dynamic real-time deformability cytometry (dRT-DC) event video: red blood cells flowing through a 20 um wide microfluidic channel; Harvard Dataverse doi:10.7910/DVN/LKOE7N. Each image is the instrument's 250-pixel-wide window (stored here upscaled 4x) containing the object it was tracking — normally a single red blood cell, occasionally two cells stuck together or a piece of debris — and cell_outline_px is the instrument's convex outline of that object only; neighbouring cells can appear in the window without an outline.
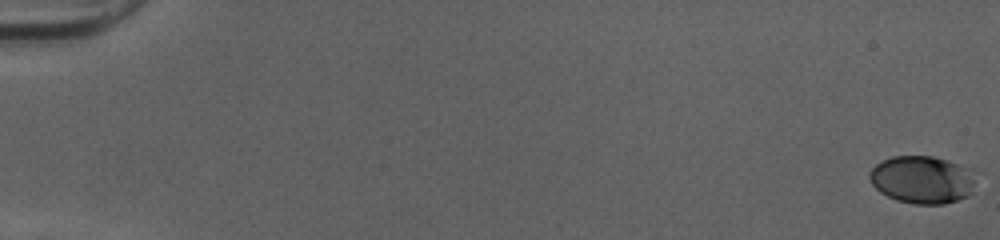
{"species": "human", "species_latin": "Homo sapiens", "temperature_condition": "cold", "stored_images_in_passage": 53, "camera_frame_rate_fps": 3000, "um_per_image_px": 0.085, "donor": {"sex": "female"}, "frame": {"image": 1, "passage_image": 1, "time_ms": 0.0, "image_size_px": [1000, 240], "cell_outline_px": [[984, 172], [968, 196], [944, 204], [912, 204], [896, 200], [880, 192], [872, 184], [868, 176], [868, 172], [876, 164], [892, 156], [932, 156], [948, 160]], "centroid_in_image_um": [78.5, 15.26], "position_along_channel_um": 6.5, "area_um2": 30.46}}
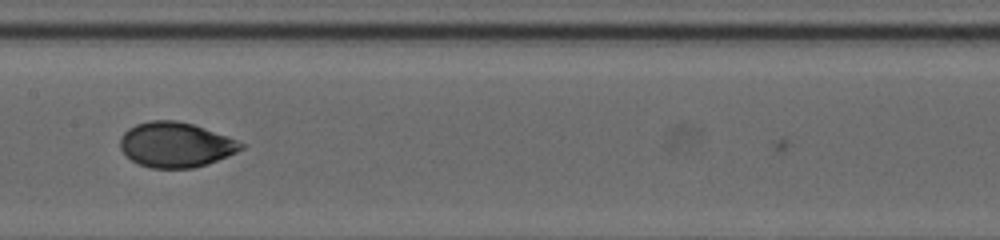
{"frame": {"image": 2, "passage_image": 29, "time_ms": 9.333, "image_size_px": [1000, 240], "cell_outline_px": [[248, 144], [244, 148], [228, 156], [208, 164], [192, 168], [152, 168], [140, 164], [132, 160], [120, 148], [120, 136], [128, 128], [136, 124], [148, 120], [176, 120], [192, 124], [204, 128]], "centroid_in_image_um": [14.94, 12.3], "position_along_channel_um": 192.5, "area_um2": 31.73}}
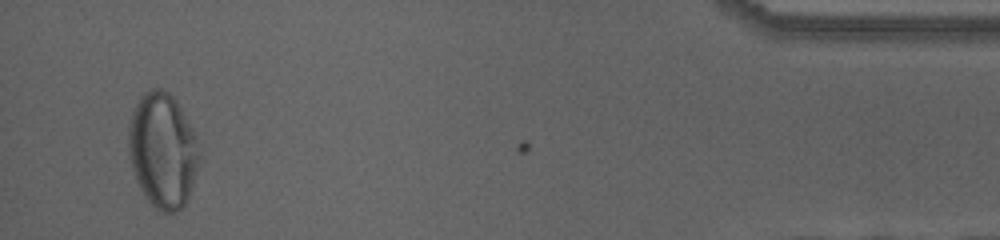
{"frame": {"image": 3, "passage_image": 51, "time_ms": 16.667, "image_size_px": [1000, 240], "cell_outline_px": [[200, 160], [188, 196], [184, 204], [176, 212], [164, 212], [156, 208], [148, 200], [140, 188], [136, 180], [132, 168], [128, 152], [128, 124], [132, 112], [140, 96], [144, 92], [152, 88], [160, 88], [168, 92], [176, 100], [192, 128], [200, 156]], "centroid_in_image_um": [13.8, 12.75], "position_along_channel_um": 421.4, "area_um2": 47.16}, "authors_computed_cell_mechanics": {"area_um2": 31.6744, "velocity_mm_per_s": 4.0416, "shape_relaxation_time_tau1_ms": 3.4301, "shape_relaxation_time_tau2_ms": null, "deformation_change_tau1": 0.1292, "deformation_change_tau2": null}}